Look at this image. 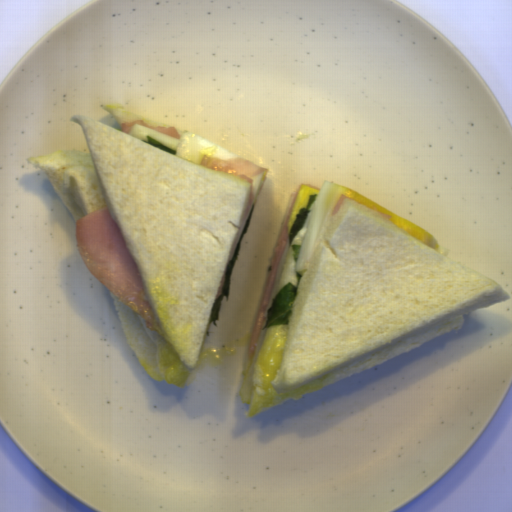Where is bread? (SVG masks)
Returning a JSON list of instances; mask_svg holds the SVG:
<instances>
[{
  "instance_id": "1",
  "label": "bread",
  "mask_w": 512,
  "mask_h": 512,
  "mask_svg": "<svg viewBox=\"0 0 512 512\" xmlns=\"http://www.w3.org/2000/svg\"><path fill=\"white\" fill-rule=\"evenodd\" d=\"M89 152L28 157L77 222L107 207L142 278L155 330L110 290L126 339L156 380L188 387L223 294L226 268L245 223L251 183L145 143L177 152L180 139L135 124L129 134L87 115Z\"/></svg>"
},
{
  "instance_id": "2",
  "label": "bread",
  "mask_w": 512,
  "mask_h": 512,
  "mask_svg": "<svg viewBox=\"0 0 512 512\" xmlns=\"http://www.w3.org/2000/svg\"><path fill=\"white\" fill-rule=\"evenodd\" d=\"M280 256L241 400L249 418L428 341L461 330L464 314L510 300L494 279L419 241L377 211L345 199L330 215L288 324L266 329L290 250Z\"/></svg>"
},
{
  "instance_id": "3",
  "label": "bread",
  "mask_w": 512,
  "mask_h": 512,
  "mask_svg": "<svg viewBox=\"0 0 512 512\" xmlns=\"http://www.w3.org/2000/svg\"><path fill=\"white\" fill-rule=\"evenodd\" d=\"M103 109H105L117 121L121 128L124 122L131 123L136 120H143L148 126L163 127L167 129L173 127L169 124L132 112L126 109L122 104L106 103L103 105Z\"/></svg>"
},
{
  "instance_id": "4",
  "label": "bread",
  "mask_w": 512,
  "mask_h": 512,
  "mask_svg": "<svg viewBox=\"0 0 512 512\" xmlns=\"http://www.w3.org/2000/svg\"><path fill=\"white\" fill-rule=\"evenodd\" d=\"M174 128H176V127H174ZM176 129H177V131H178V134H179L181 137H182V135H183L184 131H187V130H183V129H179V128H176Z\"/></svg>"
}]
</instances>
